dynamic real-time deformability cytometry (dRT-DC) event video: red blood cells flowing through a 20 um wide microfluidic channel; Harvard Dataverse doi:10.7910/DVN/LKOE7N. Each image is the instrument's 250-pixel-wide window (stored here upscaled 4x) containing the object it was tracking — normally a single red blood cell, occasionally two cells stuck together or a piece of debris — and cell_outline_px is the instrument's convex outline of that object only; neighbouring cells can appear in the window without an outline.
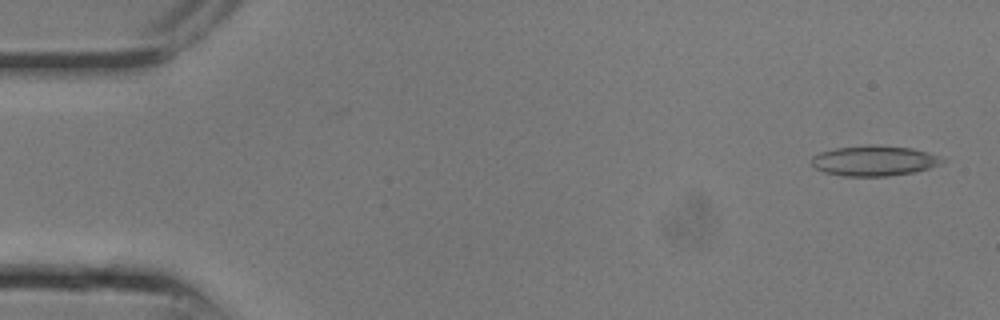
{"species": "common noctule bat (a hibernating species)", "species_latin": "Nyctalus noctula", "temperature_condition": "room temperature", "stored_images_in_passage": 8, "camera_frame_rate_fps": 3000, "um_per_image_px": 0.085, "animal": {"sex": "male", "body_mass_g": 13.3}, "frame": {"image": 1, "passage_image": 1, "time_ms": 0.0, "image_size_px": [1000, 320], "cell_outline_px": [[944, 160], [940, 164], [928, 168], [912, 172], [888, 176], [844, 176], [824, 172], [816, 168], [812, 164], [812, 156], [820, 152], [836, 148], [912, 148], [928, 152], [940, 156]], "centroid_in_image_um": [74.3, 13.71], "position_along_channel_um": 10.7, "area_um2": 21.85}}